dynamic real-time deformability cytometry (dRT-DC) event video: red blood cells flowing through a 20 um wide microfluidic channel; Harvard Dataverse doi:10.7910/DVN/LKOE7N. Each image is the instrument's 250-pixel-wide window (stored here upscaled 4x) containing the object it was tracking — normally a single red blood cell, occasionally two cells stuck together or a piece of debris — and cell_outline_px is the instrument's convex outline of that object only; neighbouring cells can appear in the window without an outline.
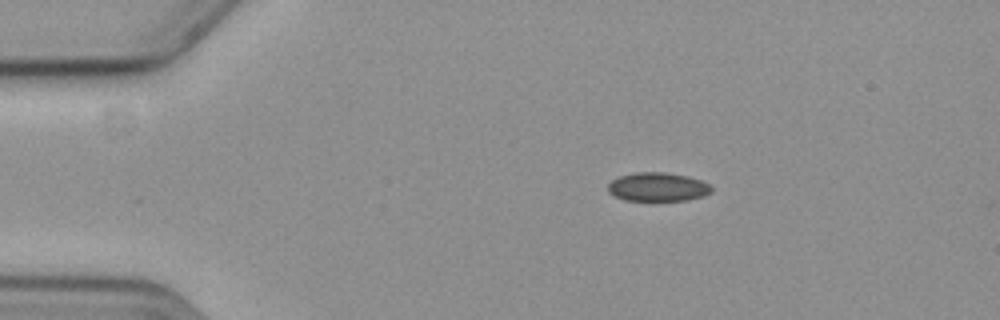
{"species": "common noctule bat (a hibernating species)", "species_latin": "Nyctalus noctula", "temperature_condition": "cold", "stored_images_in_passage": 48, "camera_frame_rate_fps": 3000, "um_per_image_px": 0.085, "animal": {"sex": "female", "body_mass_g": 19.3, "forearm_length_mm": 54.1}, "frame": {"image": 1, "passage_image": 1, "time_ms": 0.0, "image_size_px": [1000, 320], "cell_outline_px": [[712, 192], [704, 196], [688, 200], [624, 200], [608, 192], [608, 184], [612, 180], [620, 176], [636, 172], [664, 172], [688, 176], [700, 180], [708, 184], [712, 188]], "centroid_in_image_um": [55.92, 15.89], "position_along_channel_um": 29.1, "area_um2": 17.28}}
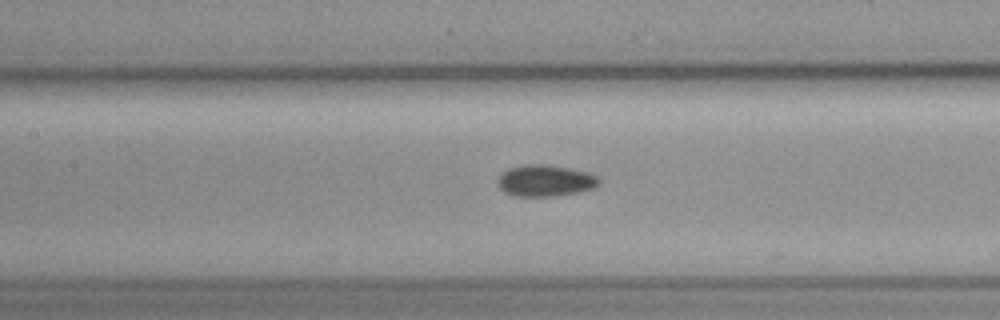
{"frame": {"image": 2, "passage_image": 17, "time_ms": 5.333, "image_size_px": [1000, 320], "cell_outline_px": [[600, 184], [592, 188], [580, 192], [556, 196], [512, 196], [504, 192], [496, 184], [496, 180], [500, 172], [508, 168], [524, 164], [548, 164], [592, 172], [600, 180]], "centroid_in_image_um": [46.32, 15.34], "position_along_channel_um": 161.1, "area_um2": 19.13}}
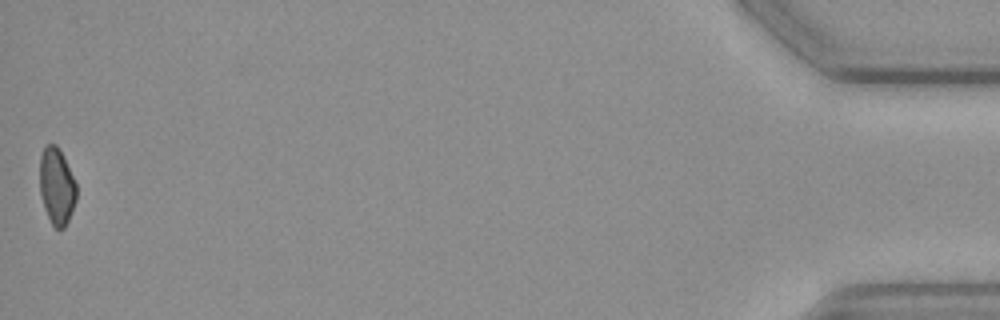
{"frame": {"image": 3, "passage_image": 48, "time_ms": 15.667, "image_size_px": [1000, 320], "cell_outline_px": [[76, 200], [72, 212], [64, 228], [60, 232], [52, 224], [44, 208], [40, 192], [40, 156], [44, 148], [48, 144], [56, 144], [76, 184]], "centroid_in_image_um": [4.81, 15.88], "position_along_channel_um": 430.4, "area_um2": 16.13}, "authors_computed_cell_mechanics": {"area_um2": 17.4556, "velocity_mm_per_s": 3.5997, "shape_relaxation_time_tau1_ms": 6.9211, "shape_relaxation_time_tau2_ms": null, "deformation_change_tau1": 0.0638, "deformation_change_tau2": null}}